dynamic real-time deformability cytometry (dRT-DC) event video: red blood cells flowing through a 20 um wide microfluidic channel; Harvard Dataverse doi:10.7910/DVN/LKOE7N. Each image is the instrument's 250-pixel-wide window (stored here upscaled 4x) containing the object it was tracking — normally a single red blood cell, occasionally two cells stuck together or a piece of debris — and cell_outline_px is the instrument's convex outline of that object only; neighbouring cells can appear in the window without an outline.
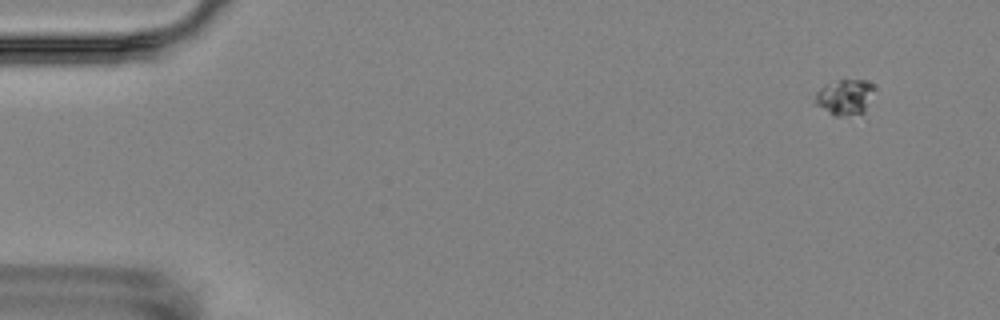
{"species": "Egyptian fruit bat (a non-hibernating species)", "species_latin": "Rousettus aegyptiacus", "temperature_condition": "room temperature", "stored_images_in_passage": 6, "camera_frame_rate_fps": 3000, "um_per_image_px": 0.085, "animal": {"sex": "female"}, "frame": {"image": 1, "passage_image": 2, "time_ms": 1.0, "image_size_px": [1000, 320], "cell_outline_px": [[876, 88], [864, 112], [840, 116], [832, 116], [816, 104], [816, 92], [820, 88], [840, 80], [868, 80]], "centroid_in_image_um": [71.85, 8.25], "position_along_channel_um": 13.2, "area_um2": 12.08}}